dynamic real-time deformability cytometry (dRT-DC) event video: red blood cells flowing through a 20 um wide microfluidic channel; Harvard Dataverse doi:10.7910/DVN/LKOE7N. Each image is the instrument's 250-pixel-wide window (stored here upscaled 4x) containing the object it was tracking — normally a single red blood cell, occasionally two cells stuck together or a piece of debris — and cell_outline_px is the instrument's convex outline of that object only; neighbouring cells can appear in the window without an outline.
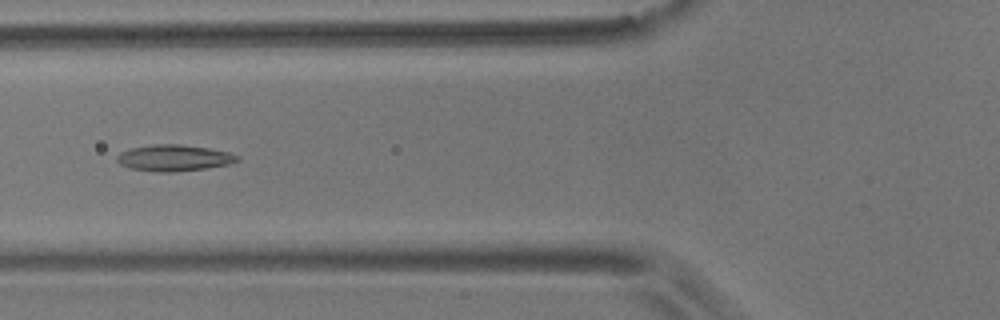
{"species": "common noctule bat (a hibernating species)", "species_latin": "Nyctalus noctula", "temperature_condition": "room temperature", "stored_images_in_passage": 45, "camera_frame_rate_fps": 3000, "um_per_image_px": 0.085, "animal": {"sex": "male", "body_mass_g": 17.9}, "frame": {"image": 1, "passage_image": 10, "time_ms": 3.0, "image_size_px": [1000, 320], "cell_outline_px": [[240, 160], [228, 164], [204, 168], [172, 172], [156, 172], [132, 168], [120, 164], [116, 160], [116, 156], [120, 152], [132, 148], [152, 144], [180, 144], [208, 148], [228, 152], [240, 156]], "centroid_in_image_um": [14.78, 13.41], "position_along_channel_um": 111.0, "area_um2": 18.32}}
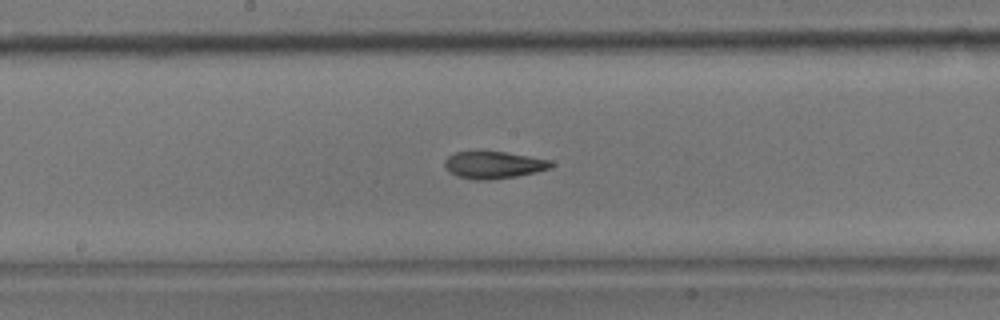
{"frame": {"image": 2, "passage_image": 18, "time_ms": 5.667, "image_size_px": [1000, 320], "cell_outline_px": [[556, 164], [552, 168], [536, 172], [516, 176], [488, 180], [472, 180], [456, 176], [448, 172], [444, 164], [444, 160], [448, 156], [456, 152], [504, 152], [552, 160]], "centroid_in_image_um": [41.97, 14.03], "position_along_channel_um": 206.2, "area_um2": 16.94}}
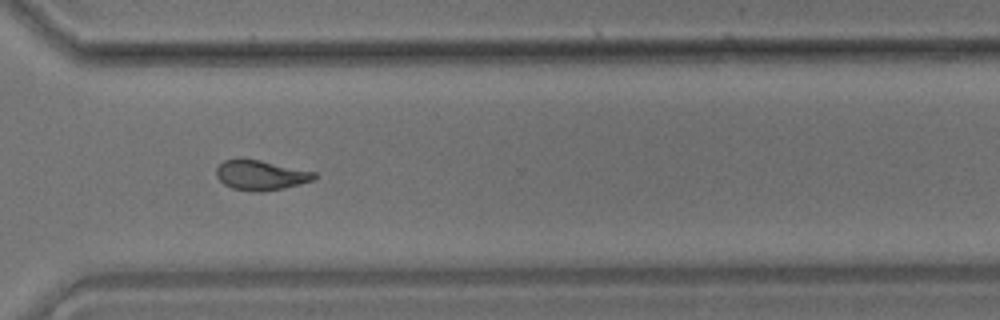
{"frame": {"image": 3, "passage_image": 30, "time_ms": 9.667, "image_size_px": [1000, 320], "cell_outline_px": [[316, 176], [312, 180], [300, 184], [284, 188], [260, 192], [256, 192], [232, 188], [224, 184], [216, 176], [216, 168], [224, 160], [260, 160], [316, 172]], "centroid_in_image_um": [22.17, 14.9], "position_along_channel_um": 348.4, "area_um2": 16.76}, "authors_computed_cell_mechanics": {"area_um2": 17.051, "velocity_mm_per_s": 3.5688, "shape_relaxation_time_tau1_ms": 7.837, "shape_relaxation_time_tau2_ms": 2.215, "deformation_change_tau1": 0.1856, "deformation_change_tau2": 0.094}}